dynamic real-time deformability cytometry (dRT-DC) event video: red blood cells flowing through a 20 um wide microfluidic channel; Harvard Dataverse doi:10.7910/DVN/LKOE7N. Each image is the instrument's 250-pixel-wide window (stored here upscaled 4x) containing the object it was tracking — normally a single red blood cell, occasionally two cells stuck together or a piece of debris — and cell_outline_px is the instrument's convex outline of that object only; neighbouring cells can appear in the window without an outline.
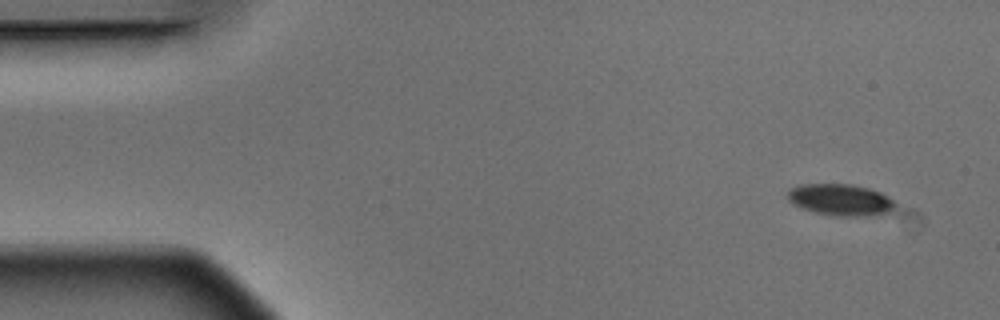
{"species": "Egyptian fruit bat (a non-hibernating species)", "species_latin": "Rousettus aegyptiacus", "temperature_condition": "warm", "stored_images_in_passage": 9, "camera_frame_rate_fps": 3000, "um_per_image_px": 0.085, "animal": {"sex": "male"}, "frame": {"image": 1, "passage_image": 1, "time_ms": 0.0, "image_size_px": [1000, 320], "cell_outline_px": [[896, 208], [888, 212], [864, 216], [836, 216], [816, 212], [804, 208], [788, 200], [788, 188], [800, 184], [852, 184], [868, 188], [880, 192], [892, 200], [896, 204]], "centroid_in_image_um": [71.44, 16.97], "position_along_channel_um": 13.6, "area_um2": 19.59}}
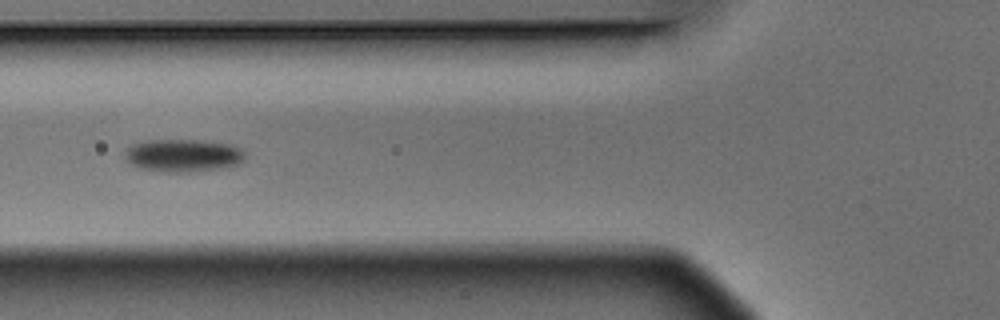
{"frame": {"image": 2, "passage_image": 6, "time_ms": 1.667, "image_size_px": [1000, 320], "cell_outline_px": [[244, 160], [240, 164], [220, 168], [188, 172], [164, 172], [140, 168], [132, 164], [124, 156], [124, 152], [132, 144], [148, 140], [204, 140], [232, 144], [240, 148], [244, 152]], "centroid_in_image_um": [15.59, 13.2], "position_along_channel_um": 110.2, "area_um2": 23.0}}
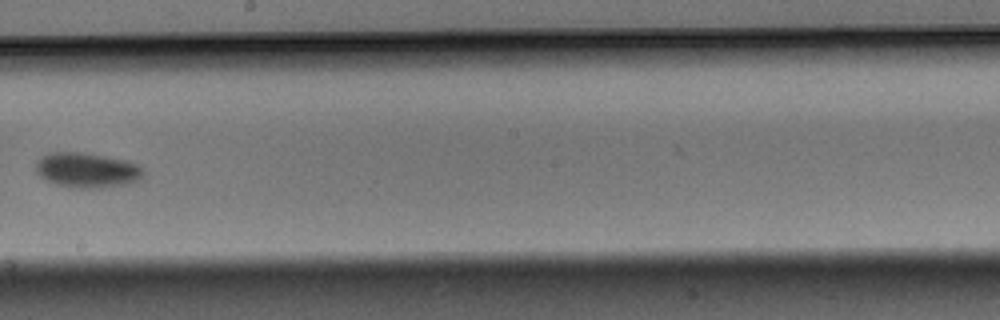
{"frame": {"image": 3, "passage_image": 9, "time_ms": 2.667, "image_size_px": [1000, 320], "cell_outline_px": [[144, 180], [132, 184], [100, 188], [80, 188], [56, 184], [40, 176], [36, 172], [36, 160], [40, 156], [48, 152], [80, 152], [128, 160], [144, 168]], "centroid_in_image_um": [7.46, 14.46], "position_along_channel_um": 240.7, "area_um2": 22.37}}